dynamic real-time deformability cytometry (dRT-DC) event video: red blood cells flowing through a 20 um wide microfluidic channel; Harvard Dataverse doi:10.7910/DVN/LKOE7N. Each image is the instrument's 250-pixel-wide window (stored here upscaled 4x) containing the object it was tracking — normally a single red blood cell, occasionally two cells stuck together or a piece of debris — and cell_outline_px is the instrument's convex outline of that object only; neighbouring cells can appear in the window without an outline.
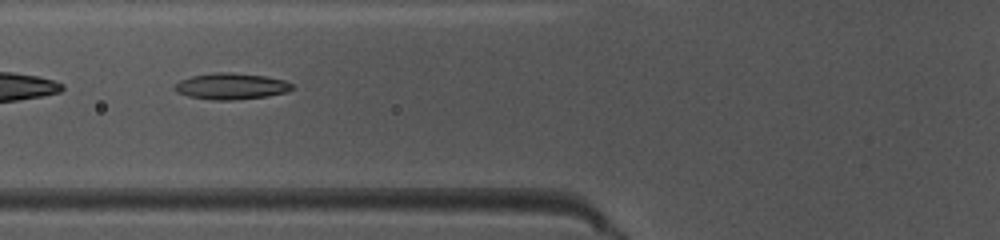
{"species": "common noctule bat (a hibernating species)", "species_latin": "Nyctalus noctula", "temperature_condition": "warm", "stored_images_in_passage": 48, "camera_frame_rate_fps": 3000, "um_per_image_px": 0.085, "animal": {"sex": "female", "body_mass_g": 10.0, "forearm_length_mm": 53.1}, "frame": {"image": 1, "passage_image": 19, "time_ms": 6.0, "image_size_px": [1000, 240], "cell_outline_px": [[292, 88], [288, 92], [268, 96], [232, 100], [212, 100], [188, 96], [176, 92], [176, 84], [180, 80], [192, 76], [212, 72], [232, 72], [264, 76], [284, 80], [292, 84]], "centroid_in_image_um": [19.65, 7.33], "position_along_channel_um": 106.1, "area_um2": 17.92}}
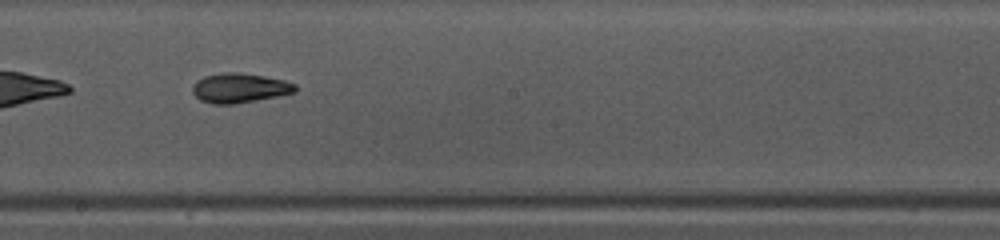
{"frame": {"image": 2, "passage_image": 28, "time_ms": 9.0, "image_size_px": [1000, 240], "cell_outline_px": [[296, 92], [256, 100], [232, 104], [212, 104], [200, 100], [192, 92], [192, 88], [196, 80], [204, 76], [224, 72], [240, 72], [264, 76], [284, 80], [296, 84]], "centroid_in_image_um": [20.34, 7.47], "position_along_channel_um": 227.9, "area_um2": 17.69}}
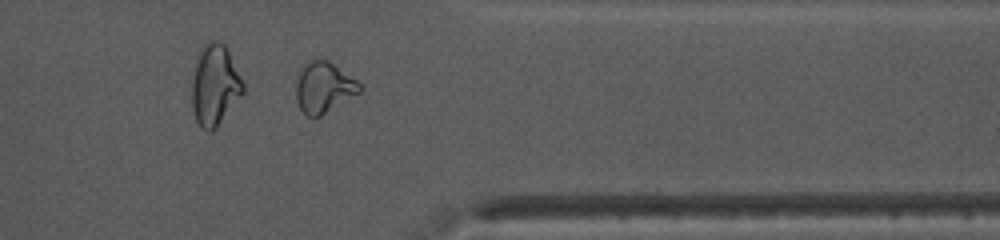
{"frame": {"image": 3, "passage_image": 40, "time_ms": 13.0, "image_size_px": [1000, 240], "cell_outline_px": [[364, 88], [360, 92], [320, 116], [308, 116], [300, 108], [296, 100], [296, 84], [300, 72], [304, 64], [312, 60], [328, 60], [356, 80]], "centroid_in_image_um": [27.52, 7.43], "position_along_channel_um": 383.9, "area_um2": 18.44}, "authors_computed_cell_mechanics": {"area_um2": 18.4093, "velocity_mm_per_s": 4.0359, "shape_relaxation_time_tau1_ms": 6.4767, "shape_relaxation_time_tau2_ms": 3.7262, "deformation_change_tau1": 0.2052, "deformation_change_tau2": 0.0954}}